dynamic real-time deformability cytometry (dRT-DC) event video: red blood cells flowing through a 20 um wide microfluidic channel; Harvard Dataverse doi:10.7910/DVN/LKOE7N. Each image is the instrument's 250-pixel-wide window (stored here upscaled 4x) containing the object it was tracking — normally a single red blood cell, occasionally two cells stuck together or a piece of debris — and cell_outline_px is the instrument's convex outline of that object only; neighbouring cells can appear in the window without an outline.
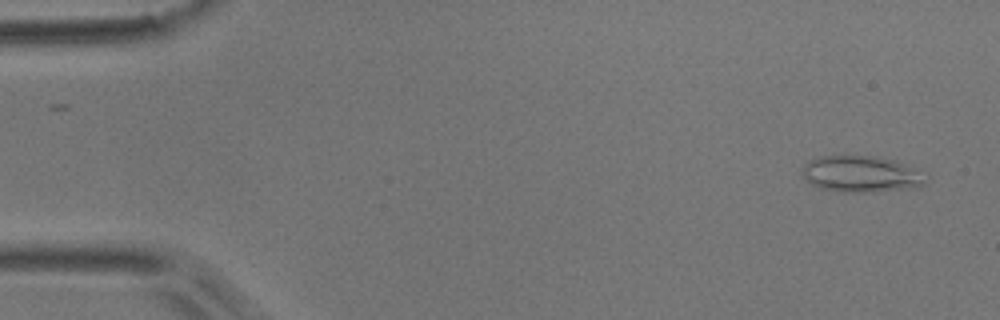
{"species": "common noctule bat (a hibernating species)", "species_latin": "Nyctalus noctula", "temperature_condition": "room temperature", "stored_images_in_passage": 48, "camera_frame_rate_fps": 3000, "um_per_image_px": 0.085, "animal": {"sex": "male", "body_mass_g": 17.9}, "frame": {"image": 1, "passage_image": 1, "time_ms": 0.0, "image_size_px": [1000, 320], "cell_outline_px": [[928, 176], [924, 184], [916, 188], [872, 192], [844, 192], [820, 188], [812, 184], [800, 172], [800, 168], [808, 160], [820, 156], [844, 152], [876, 156], [896, 160]], "centroid_in_image_um": [73.15, 14.74], "position_along_channel_um": 11.8, "area_um2": 27.17}}
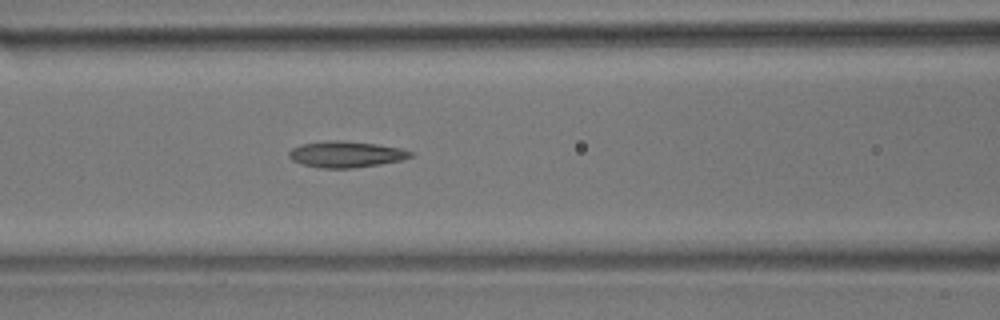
{"frame": {"image": 2, "passage_image": 20, "time_ms": 6.333, "image_size_px": [1000, 320], "cell_outline_px": [[416, 152], [412, 156], [404, 160], [380, 164], [352, 168], [316, 168], [292, 160], [288, 156], [288, 152], [292, 148], [304, 144], [328, 140], [344, 140], [376, 144], [400, 148]], "centroid_in_image_um": [29.45, 13.11], "position_along_channel_um": 137.2, "area_um2": 18.67}}
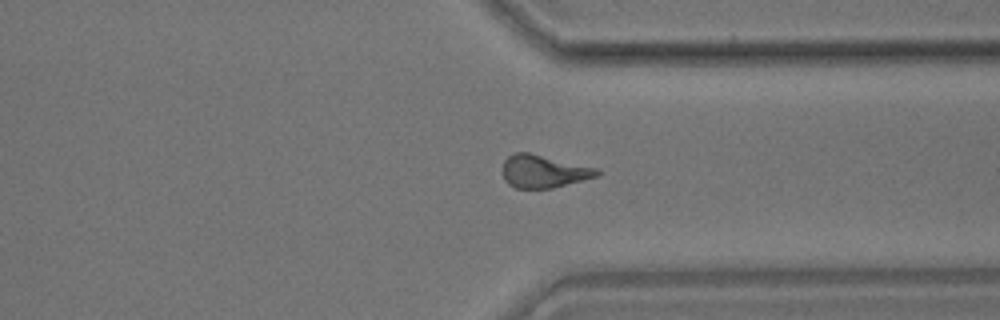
{"frame": {"image": 3, "passage_image": 38, "time_ms": 12.333, "image_size_px": [1000, 320], "cell_outline_px": [[600, 176], [552, 188], [516, 188], [508, 184], [504, 180], [504, 160], [508, 156], [516, 152], [528, 152], [596, 168], [600, 172]], "centroid_in_image_um": [46.21, 14.57], "position_along_channel_um": 365.2, "area_um2": 17.86}, "authors_computed_cell_mechanics": {"area_um2": 18.2648, "velocity_mm_per_s": 3.8053, "shape_relaxation_time_tau1_ms": null, "shape_relaxation_time_tau2_ms": 4.1596, "deformation_change_tau1": null, "deformation_change_tau2": 0.1493}}